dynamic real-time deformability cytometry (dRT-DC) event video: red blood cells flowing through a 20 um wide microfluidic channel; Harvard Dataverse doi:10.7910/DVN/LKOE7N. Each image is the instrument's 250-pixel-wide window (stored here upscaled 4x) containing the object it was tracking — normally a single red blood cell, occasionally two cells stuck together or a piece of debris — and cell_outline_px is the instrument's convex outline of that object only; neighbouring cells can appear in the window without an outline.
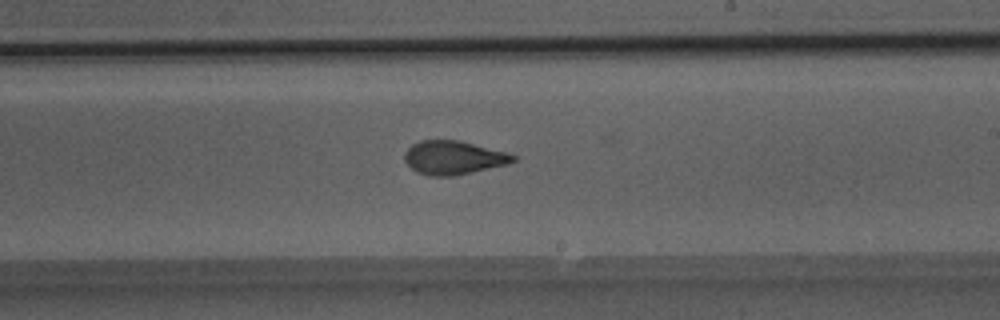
{"species": "Egyptian fruit bat (a non-hibernating species)", "species_latin": "Rousettus aegyptiacus", "temperature_condition": "room temperature", "stored_images_in_passage": 30, "camera_frame_rate_fps": 3000, "um_per_image_px": 0.085, "animal": {"sex": "male"}, "frame": {"image": 1, "passage_image": 21, "time_ms": 6.667, "image_size_px": [1000, 320], "cell_outline_px": [[520, 156], [516, 160], [508, 164], [456, 176], [428, 176], [416, 172], [404, 160], [404, 152], [412, 144], [420, 140], [460, 140], [508, 152]], "centroid_in_image_um": [38.58, 13.4], "position_along_channel_um": 250.4, "area_um2": 21.68}}